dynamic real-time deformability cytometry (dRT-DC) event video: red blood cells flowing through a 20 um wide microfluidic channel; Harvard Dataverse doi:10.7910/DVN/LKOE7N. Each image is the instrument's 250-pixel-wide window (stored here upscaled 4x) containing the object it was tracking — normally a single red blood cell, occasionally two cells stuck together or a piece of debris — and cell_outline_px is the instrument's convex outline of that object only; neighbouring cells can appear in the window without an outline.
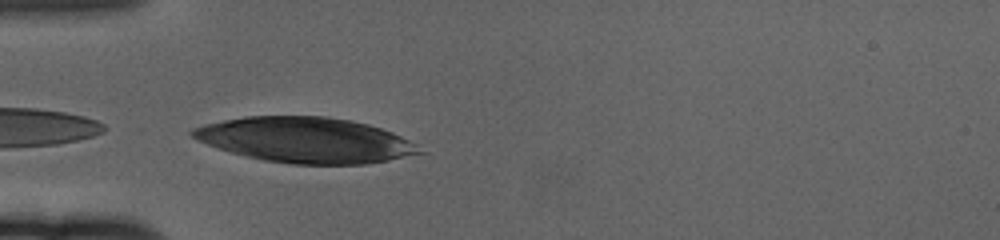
{"species": "human", "species_latin": "Homo sapiens", "temperature_condition": "cold", "stored_images_in_passage": 16, "camera_frame_rate_fps": 3000, "um_per_image_px": 0.085, "donor": {"sex": "female"}, "frame": {"image": 1, "passage_image": 1, "time_ms": 0.0, "image_size_px": [1000, 240], "cell_outline_px": [[424, 152], [388, 160], [368, 164], [292, 164], [264, 160], [216, 148], [196, 140], [188, 132], [192, 128], [204, 124], [244, 116], [328, 116], [368, 124], [392, 132], [416, 144]], "centroid_in_image_um": [25.92, 11.89], "position_along_channel_um": 59.1, "area_um2": 59.77}}
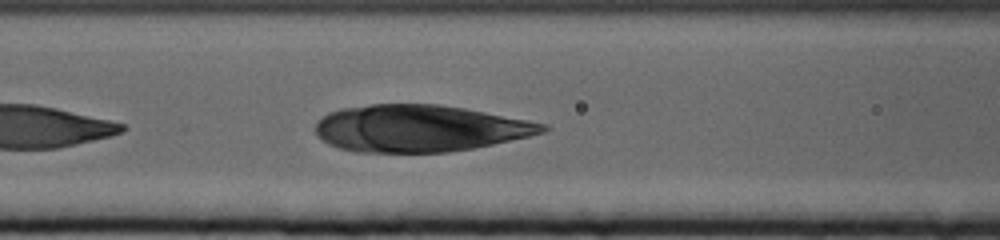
{"frame": {"image": 2, "passage_image": 8, "time_ms": 2.333, "image_size_px": [1000, 240], "cell_outline_px": [[548, 128], [544, 132], [528, 136], [492, 144], [472, 148], [448, 152], [356, 152], [340, 148], [328, 144], [316, 132], [316, 120], [328, 112], [340, 108], [372, 104], [440, 104], [464, 108], [548, 124]], "centroid_in_image_um": [35.62, 10.9], "position_along_channel_um": 131.0, "area_um2": 61.79}}
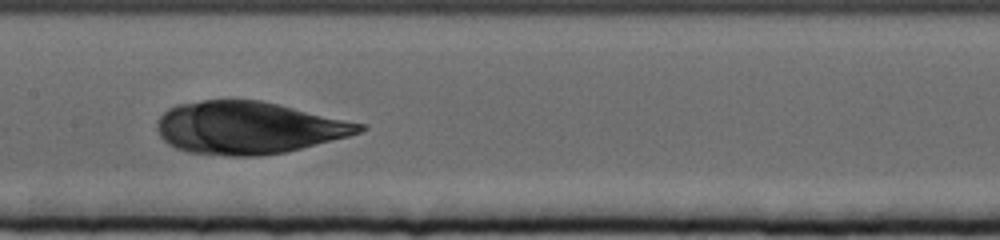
{"frame": {"image": 3, "passage_image": 13, "time_ms": 4.0, "image_size_px": [1000, 240], "cell_outline_px": [[368, 128], [360, 132], [348, 136], [284, 152], [260, 156], [228, 156], [188, 152], [176, 148], [168, 144], [160, 136], [156, 128], [156, 120], [168, 108], [176, 104], [204, 100], [260, 100], [364, 124]], "centroid_in_image_um": [21.05, 10.86], "position_along_channel_um": 186.3, "area_um2": 61.44}}